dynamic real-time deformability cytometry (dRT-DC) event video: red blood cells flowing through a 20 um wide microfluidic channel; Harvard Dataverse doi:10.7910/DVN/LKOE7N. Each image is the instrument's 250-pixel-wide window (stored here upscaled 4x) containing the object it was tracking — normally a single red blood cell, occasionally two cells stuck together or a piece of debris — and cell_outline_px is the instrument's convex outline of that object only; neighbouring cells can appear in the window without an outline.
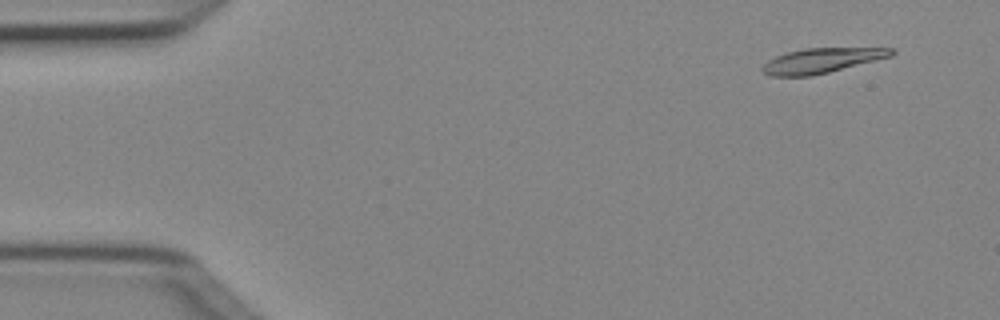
{"species": "Egyptian fruit bat (a non-hibernating species)", "species_latin": "Rousettus aegyptiacus", "temperature_condition": "cold", "stored_images_in_passage": 4, "camera_frame_rate_fps": 3000, "um_per_image_px": 0.085, "animal": {"sex": "female"}, "frame": {"image": 1, "passage_image": 2, "time_ms": 0.333, "image_size_px": [1000, 320], "cell_outline_px": [[896, 52], [892, 56], [812, 76], [772, 76], [764, 72], [760, 68], [768, 60], [776, 56], [788, 52], [804, 48], [896, 48]], "centroid_in_image_um": [69.85, 5.14], "position_along_channel_um": 15.1, "area_um2": 18.55}}
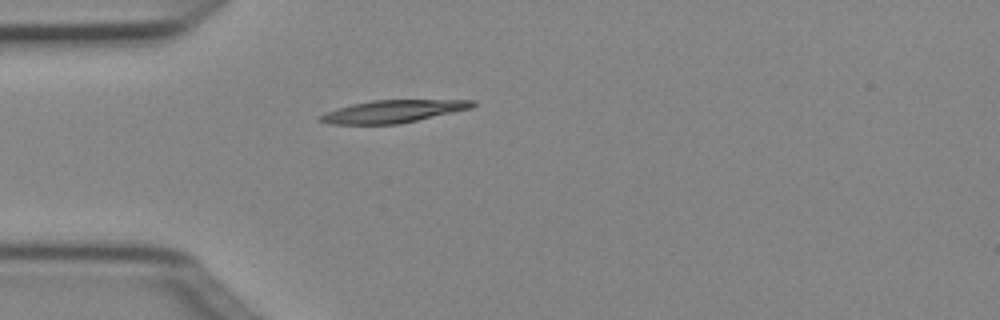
{"frame": {"image": 2, "passage_image": 4, "time_ms": 1.0, "image_size_px": [1000, 320], "cell_outline_px": [[476, 104], [472, 108], [400, 124], [328, 124], [320, 120], [320, 116], [328, 112], [352, 104], [372, 100], [476, 100]], "centroid_in_image_um": [33.47, 9.46], "position_along_channel_um": 51.5, "area_um2": 19.77}}